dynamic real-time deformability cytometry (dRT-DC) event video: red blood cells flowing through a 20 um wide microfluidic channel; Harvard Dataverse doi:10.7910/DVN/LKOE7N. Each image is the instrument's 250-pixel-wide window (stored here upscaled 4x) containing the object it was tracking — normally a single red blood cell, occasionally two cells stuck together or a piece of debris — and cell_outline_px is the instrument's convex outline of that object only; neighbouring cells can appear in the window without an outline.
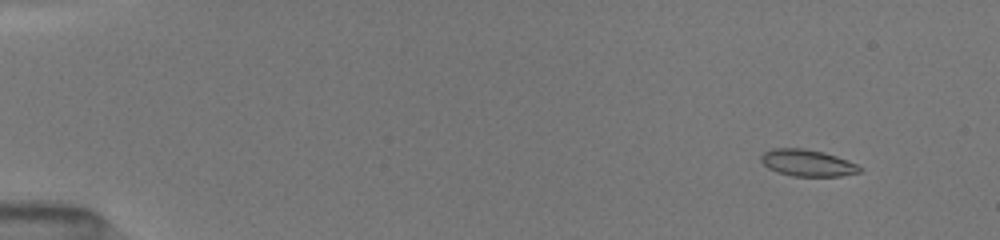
{"species": "common noctule bat (a hibernating species)", "species_latin": "Nyctalus noctula", "temperature_condition": "room temperature", "stored_images_in_passage": 52, "camera_frame_rate_fps": 3000, "um_per_image_px": 0.085, "animal": {"sex": "female", "body_mass_g": 19.5, "forearm_length_mm": 54.1}, "frame": {"image": 1, "passage_image": 5, "time_ms": 1.333, "image_size_px": [1000, 240], "cell_outline_px": [[864, 168], [860, 172], [840, 176], [792, 176], [776, 172], [768, 168], [760, 160], [760, 156], [764, 152], [772, 148], [804, 148], [824, 152], [848, 160]], "centroid_in_image_um": [68.62, 13.84], "position_along_channel_um": 16.4, "area_um2": 15.49}}
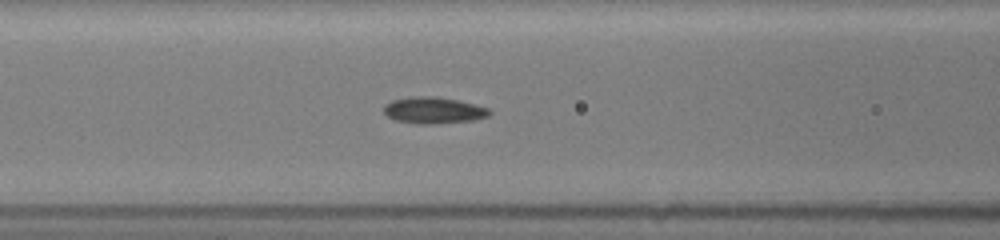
{"frame": {"image": 2, "passage_image": 23, "time_ms": 7.333, "image_size_px": [1000, 240], "cell_outline_px": [[492, 112], [488, 116], [472, 120], [432, 124], [416, 124], [396, 120], [388, 116], [384, 112], [384, 104], [392, 100], [408, 96], [436, 96], [456, 100], [488, 108]], "centroid_in_image_um": [36.81, 9.37], "position_along_channel_um": 129.8, "area_um2": 16.24}}
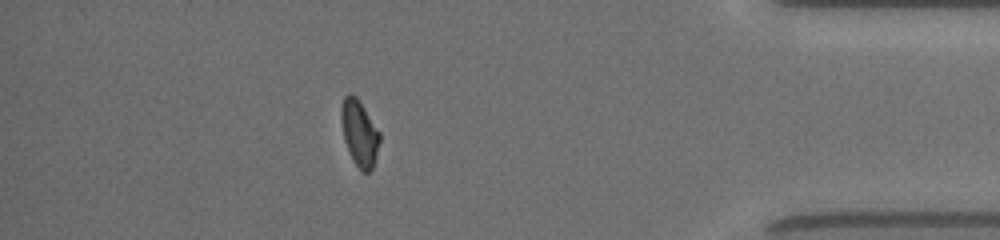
{"frame": {"image": 3, "passage_image": 46, "time_ms": 15.0, "image_size_px": [1000, 240], "cell_outline_px": [[380, 140], [376, 156], [372, 168], [368, 172], [364, 172], [356, 164], [344, 140], [340, 120], [340, 108], [344, 96], [348, 92], [352, 92], [356, 96], [380, 132]], "centroid_in_image_um": [30.53, 11.24], "position_along_channel_um": 404.7, "area_um2": 14.68}, "authors_computed_cell_mechanics": {"area_um2": 15.4615, "velocity_mm_per_s": 4.0534, "shape_relaxation_time_tau1_ms": 7.3174, "shape_relaxation_time_tau2_ms": null, "deformation_change_tau1": 0.1608, "deformation_change_tau2": null}}